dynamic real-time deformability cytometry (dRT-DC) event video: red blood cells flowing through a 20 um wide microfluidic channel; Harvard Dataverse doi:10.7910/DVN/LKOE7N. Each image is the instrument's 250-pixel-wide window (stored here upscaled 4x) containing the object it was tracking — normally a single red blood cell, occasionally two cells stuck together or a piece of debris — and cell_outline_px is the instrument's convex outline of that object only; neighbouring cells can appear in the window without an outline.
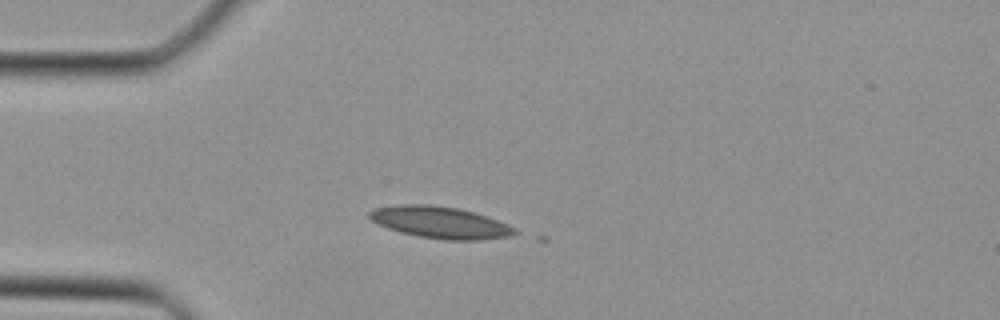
{"species": "Egyptian fruit bat (a non-hibernating species)", "species_latin": "Rousettus aegyptiacus", "temperature_condition": "cold", "stored_images_in_passage": 9, "camera_frame_rate_fps": 3000, "um_per_image_px": 0.085, "animal": {"sex": "female"}, "frame": {"image": 1, "passage_image": 6, "time_ms": 1.667, "image_size_px": [1000, 320], "cell_outline_px": [[520, 232], [508, 236], [480, 240], [444, 240], [420, 236], [400, 232], [388, 228], [372, 220], [368, 216], [368, 212], [376, 208], [400, 204], [428, 204], [460, 208], [508, 224], [516, 228]], "centroid_in_image_um": [37.42, 18.9], "position_along_channel_um": 47.6, "area_um2": 26.7}}